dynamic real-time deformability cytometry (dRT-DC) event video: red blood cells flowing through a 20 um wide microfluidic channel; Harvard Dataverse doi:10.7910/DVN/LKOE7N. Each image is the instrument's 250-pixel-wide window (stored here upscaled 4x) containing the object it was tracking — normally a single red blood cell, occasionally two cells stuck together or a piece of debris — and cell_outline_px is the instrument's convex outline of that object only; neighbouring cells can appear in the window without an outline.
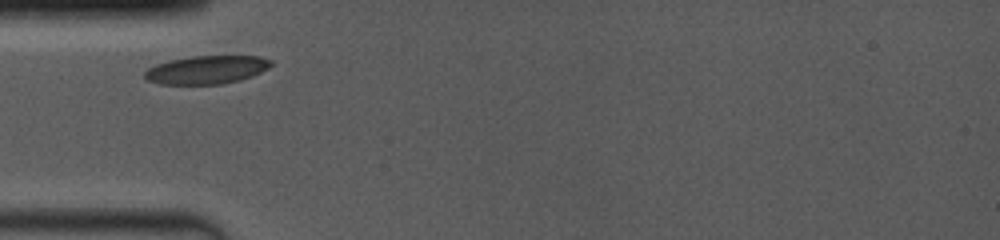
{"species": "common noctule bat (a hibernating species)", "species_latin": "Nyctalus noctula", "temperature_condition": "room temperature", "stored_images_in_passage": 2, "camera_frame_rate_fps": 4000, "um_per_image_px": 0.085, "animal": {"sex": "female", "body_mass_g": 19.0, "forearm_length_mm": 53.3}, "frame": {"image": 1, "passage_image": 1, "time_ms": 0.0, "image_size_px": [1000, 240], "cell_outline_px": [[272, 64], [268, 68], [252, 76], [240, 80], [220, 84], [160, 84], [148, 80], [144, 76], [144, 72], [148, 68], [156, 64], [168, 60], [192, 56], [256, 56], [272, 60]], "centroid_in_image_um": [17.54, 5.93], "position_along_channel_um": 67.5, "area_um2": 20.75}}